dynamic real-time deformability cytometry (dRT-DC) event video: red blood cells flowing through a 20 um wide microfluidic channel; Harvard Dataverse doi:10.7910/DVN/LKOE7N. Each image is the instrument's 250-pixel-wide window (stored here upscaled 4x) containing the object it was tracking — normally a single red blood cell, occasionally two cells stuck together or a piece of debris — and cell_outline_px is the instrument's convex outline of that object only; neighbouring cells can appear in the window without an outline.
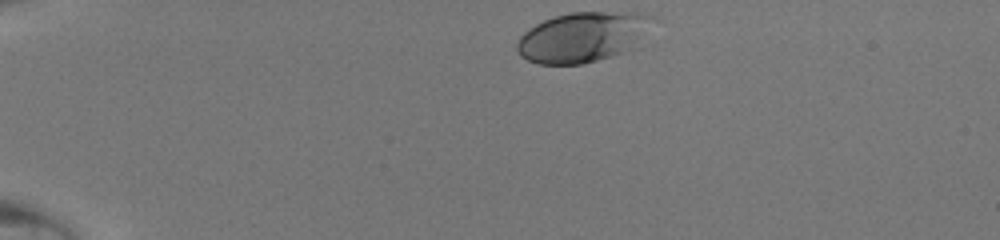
{"species": "human", "species_latin": "Homo sapiens", "temperature_condition": "room temperature", "stored_images_in_passage": 38, "camera_frame_rate_fps": 3000, "um_per_image_px": 0.085, "donor": {"sex": "male"}, "frame": {"image": 1, "passage_image": 1, "time_ms": 0.0, "image_size_px": [1000, 240], "cell_outline_px": [[664, 20], [620, 52], [584, 64], [536, 64], [520, 56], [516, 48], [516, 44], [520, 36], [528, 28], [552, 16], [572, 12], [636, 12], [656, 16]], "centroid_in_image_um": [49.55, 3.1], "position_along_channel_um": 35.4, "area_um2": 39.71}}
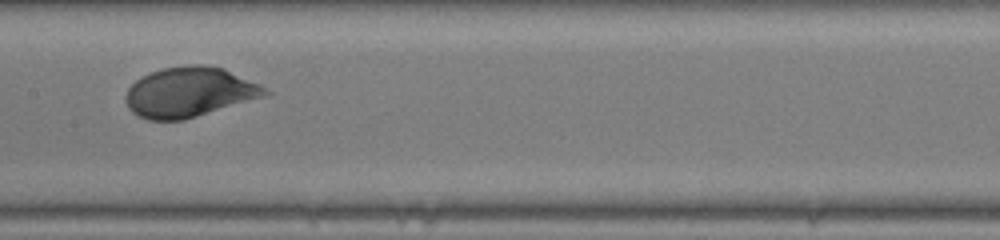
{"frame": {"image": 2, "passage_image": 17, "time_ms": 5.333, "image_size_px": [1000, 240], "cell_outline_px": [[272, 92], [264, 96], [184, 120], [148, 120], [132, 112], [128, 108], [124, 96], [128, 88], [136, 80], [160, 68], [192, 64], [200, 64], [224, 68], [260, 84]], "centroid_in_image_um": [16.09, 7.82], "position_along_channel_um": 191.3, "area_um2": 40.46}}
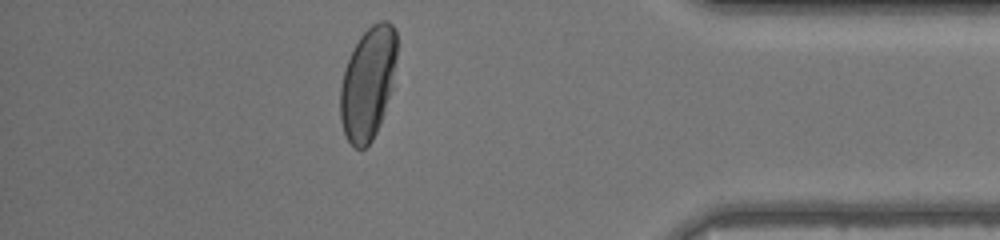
{"frame": {"image": 3, "passage_image": 33, "time_ms": 10.667, "image_size_px": [1000, 240], "cell_outline_px": [[396, 60], [392, 88], [380, 124], [372, 140], [364, 148], [356, 148], [348, 140], [344, 132], [340, 120], [340, 88], [344, 68], [360, 36], [372, 24], [380, 20], [388, 20], [392, 24], [396, 32]], "centroid_in_image_um": [31.28, 7.06], "position_along_channel_um": 403.9, "area_um2": 36.99}}